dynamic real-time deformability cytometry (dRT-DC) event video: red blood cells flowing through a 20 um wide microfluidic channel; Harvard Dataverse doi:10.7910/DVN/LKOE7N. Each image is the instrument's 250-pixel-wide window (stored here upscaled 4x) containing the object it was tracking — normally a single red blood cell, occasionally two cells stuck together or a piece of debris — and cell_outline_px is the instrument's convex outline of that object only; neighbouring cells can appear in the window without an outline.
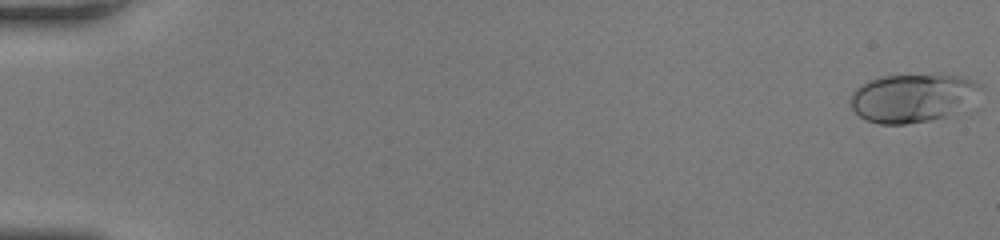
{"species": "human", "species_latin": "Homo sapiens", "temperature_condition": "room temperature", "stored_images_in_passage": 51, "camera_frame_rate_fps": 3000, "um_per_image_px": 0.085, "donor": {"sex": "female"}, "frame": {"image": 1, "passage_image": 1, "time_ms": 0.0, "image_size_px": [1000, 240], "cell_outline_px": [[984, 88], [968, 112], [928, 120], [904, 124], [880, 124], [864, 120], [852, 108], [852, 92], [856, 88], [868, 80], [880, 76], [936, 72], [940, 72], [976, 80]], "centroid_in_image_um": [77.72, 8.29], "position_along_channel_um": 7.3, "area_um2": 38.44}}
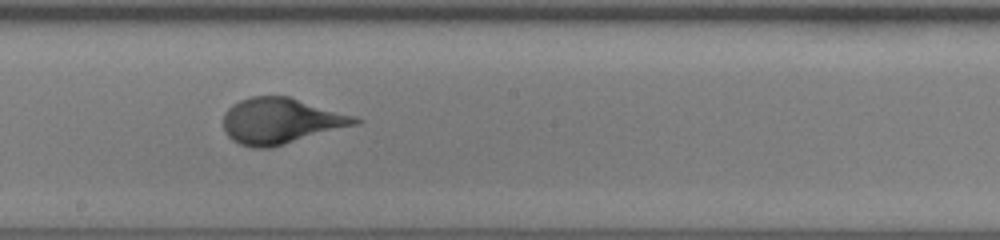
{"frame": {"image": 2, "passage_image": 30, "time_ms": 9.667, "image_size_px": [1000, 240], "cell_outline_px": [[364, 120], [356, 124], [284, 144], [268, 148], [252, 148], [240, 144], [232, 140], [228, 136], [224, 128], [224, 112], [232, 104], [240, 100], [252, 96], [288, 96], [356, 116]], "centroid_in_image_um": [23.84, 10.27], "position_along_channel_um": 224.4, "area_um2": 34.91}}
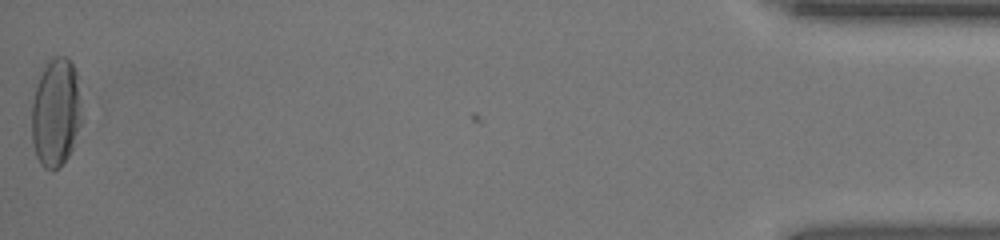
{"frame": {"image": 3, "passage_image": 51, "time_ms": 16.667, "image_size_px": [1000, 240], "cell_outline_px": [[84, 120], [72, 148], [68, 156], [60, 168], [52, 172], [44, 168], [40, 164], [36, 156], [32, 140], [32, 104], [36, 84], [44, 60], [52, 56], [64, 56], [72, 64], [76, 72]], "centroid_in_image_um": [4.76, 9.56], "position_along_channel_um": 430.4, "area_um2": 32.66}}